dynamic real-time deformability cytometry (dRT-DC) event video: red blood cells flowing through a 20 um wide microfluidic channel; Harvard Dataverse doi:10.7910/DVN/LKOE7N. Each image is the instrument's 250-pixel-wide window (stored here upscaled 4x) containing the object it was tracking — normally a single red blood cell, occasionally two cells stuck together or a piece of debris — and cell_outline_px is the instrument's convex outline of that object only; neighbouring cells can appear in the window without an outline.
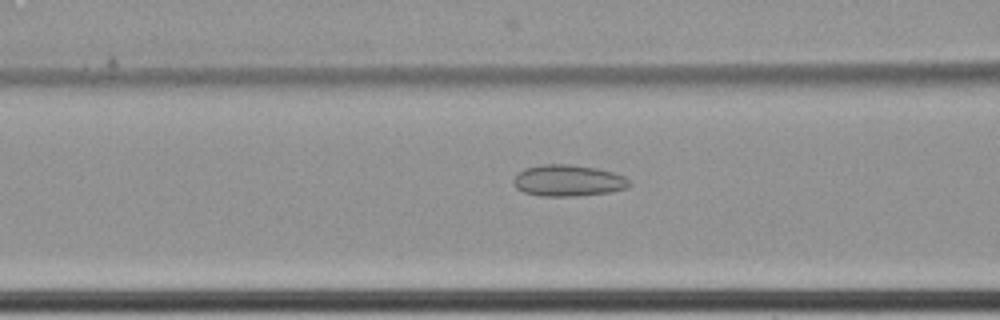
{"species": "common noctule bat (a hibernating species)", "species_latin": "Nyctalus noctula", "temperature_condition": "cold", "stored_images_in_passage": 63, "camera_frame_rate_fps": 3000, "um_per_image_px": 0.085, "animal": {"sex": "female", "body_mass_g": 22.7, "forearm_length_mm": 54.2}, "frame": {"image": 1, "passage_image": 28, "time_ms": 9.0, "image_size_px": [1000, 320], "cell_outline_px": [[632, 184], [624, 188], [608, 192], [576, 196], [540, 196], [524, 192], [516, 188], [512, 184], [512, 180], [524, 168], [540, 164], [568, 164], [596, 168], [612, 172], [624, 176], [632, 180]], "centroid_in_image_um": [48.27, 15.34], "position_along_channel_um": 118.3, "area_um2": 21.27}}
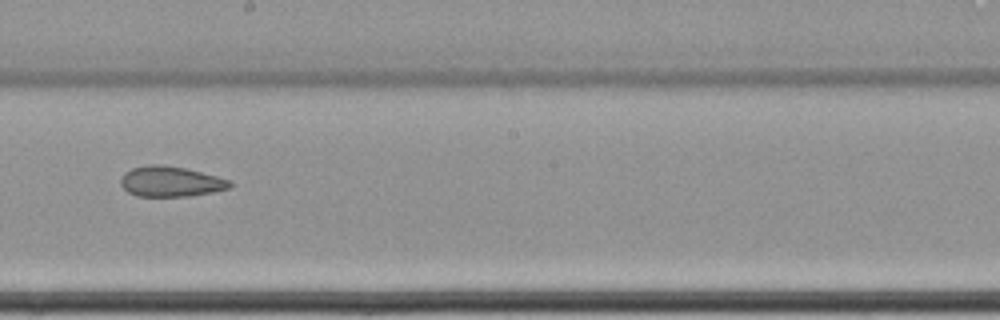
{"frame": {"image": 2, "passage_image": 38, "time_ms": 12.333, "image_size_px": [1000, 320], "cell_outline_px": [[232, 188], [212, 192], [188, 196], [136, 196], [128, 192], [120, 184], [120, 180], [124, 172], [132, 168], [148, 164], [160, 164], [184, 168], [232, 180]], "centroid_in_image_um": [14.5, 15.43], "position_along_channel_um": 233.7, "area_um2": 19.36}}
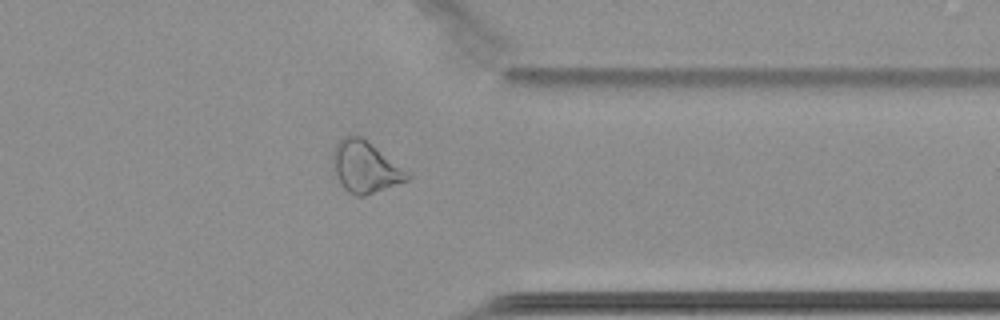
{"frame": {"image": 3, "passage_image": 51, "time_ms": 16.667, "image_size_px": [1000, 320], "cell_outline_px": [[412, 176], [408, 180], [364, 196], [356, 196], [348, 192], [340, 184], [332, 168], [332, 152], [336, 144], [344, 136], [360, 136], [408, 172]], "centroid_in_image_um": [30.99, 14.22], "position_along_channel_um": 380.4, "area_um2": 21.96}, "authors_computed_cell_mechanics": {"area_um2": 24.854, "velocity_mm_per_s": 3.4592, "shape_relaxation_time_tau1_ms": null, "shape_relaxation_time_tau2_ms": 4.3062, "deformation_change_tau1": null, "deformation_change_tau2": 0.1041}}